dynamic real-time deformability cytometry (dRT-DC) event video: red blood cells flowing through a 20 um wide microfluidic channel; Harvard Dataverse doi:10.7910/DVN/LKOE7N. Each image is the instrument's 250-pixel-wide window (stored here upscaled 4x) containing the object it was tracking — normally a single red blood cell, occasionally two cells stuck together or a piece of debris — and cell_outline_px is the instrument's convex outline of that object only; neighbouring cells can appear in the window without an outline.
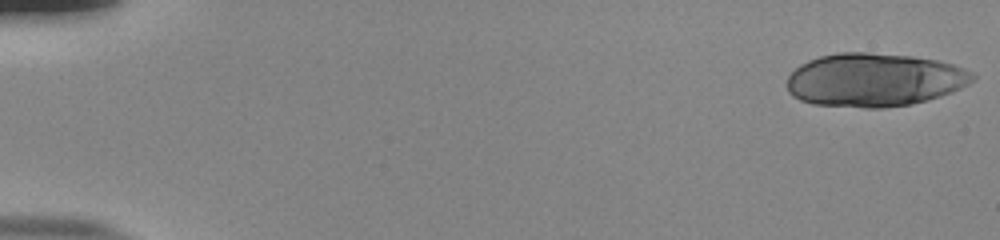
{"species": "human", "species_latin": "Homo sapiens", "temperature_condition": "room temperature", "stored_images_in_passage": 54, "camera_frame_rate_fps": 3000, "um_per_image_px": 0.085, "donor": {"sex": "male"}, "frame": {"image": 1, "passage_image": 1, "time_ms": 0.0, "image_size_px": [1000, 240], "cell_outline_px": [[976, 76], [968, 84], [952, 92], [928, 100], [912, 104], [884, 108], [864, 108], [812, 104], [800, 100], [792, 96], [788, 92], [788, 76], [800, 64], [808, 60], [820, 56], [836, 52], [872, 52], [912, 56], [936, 60], [952, 64], [964, 68], [972, 72]], "centroid_in_image_um": [74.3, 6.79], "position_along_channel_um": 10.7, "area_um2": 58.15}}
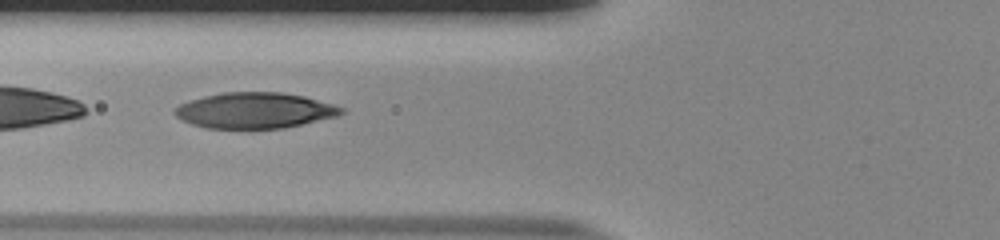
{"frame": {"image": 2, "passage_image": 22, "time_ms": 7.0, "image_size_px": [1000, 240], "cell_outline_px": [[344, 112], [340, 116], [284, 128], [204, 128], [180, 120], [172, 112], [180, 104], [188, 100], [204, 96], [224, 92], [280, 92], [304, 96], [332, 104], [344, 108]], "centroid_in_image_um": [21.64, 9.39], "position_along_channel_um": 104.2, "area_um2": 34.85}}
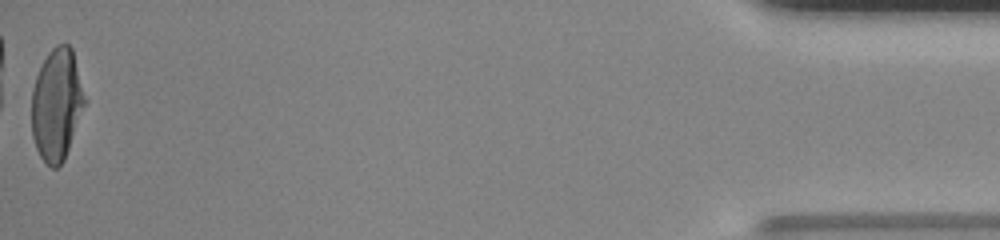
{"frame": {"image": 3, "passage_image": 54, "time_ms": 17.667, "image_size_px": [1000, 240], "cell_outline_px": [[88, 100], [64, 160], [56, 168], [52, 168], [40, 156], [36, 148], [32, 136], [32, 92], [36, 76], [48, 52], [56, 44], [68, 44], [72, 48]], "centroid_in_image_um": [4.86, 8.87], "position_along_channel_um": 430.3, "area_um2": 34.97}, "authors_computed_cell_mechanics": {"area_um2": 35.8649, "velocity_mm_per_s": 3.8731, "shape_relaxation_time_tau1_ms": 5.1987, "shape_relaxation_time_tau2_ms": 1.0726, "deformation_change_tau1": 0.2411, "deformation_change_tau2": 0.0649}}